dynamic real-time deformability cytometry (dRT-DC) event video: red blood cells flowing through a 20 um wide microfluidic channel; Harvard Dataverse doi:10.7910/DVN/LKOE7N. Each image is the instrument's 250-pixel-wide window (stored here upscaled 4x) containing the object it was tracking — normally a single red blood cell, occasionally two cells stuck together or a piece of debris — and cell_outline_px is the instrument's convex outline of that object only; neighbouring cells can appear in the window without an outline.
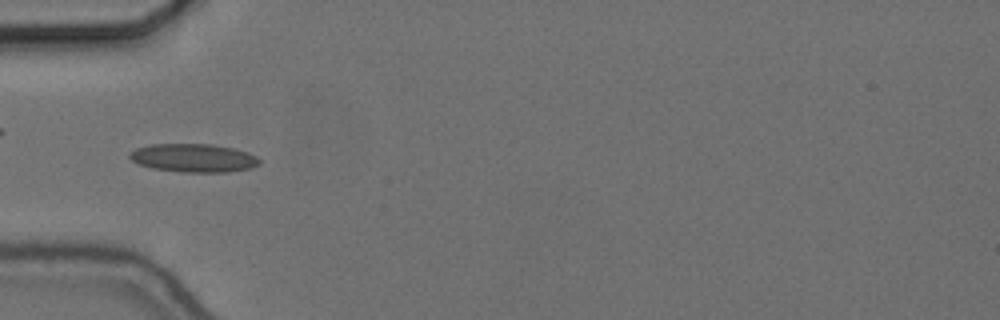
{"species": "common noctule bat (a hibernating species)", "species_latin": "Nyctalus noctula", "temperature_condition": "cold", "stored_images_in_passage": 38, "camera_frame_rate_fps": 3000, "um_per_image_px": 0.085, "animal": {"sex": "female", "body_mass_g": 24.6, "forearm_length_mm": 56.2}, "frame": {"image": 1, "passage_image": 1, "time_ms": 0.0, "image_size_px": [1000, 320], "cell_outline_px": [[260, 164], [252, 168], [228, 172], [180, 172], [152, 168], [140, 164], [132, 160], [128, 156], [136, 148], [152, 144], [212, 144], [232, 148], [248, 152], [256, 156], [260, 160]], "centroid_in_image_um": [16.49, 13.43], "position_along_channel_um": 68.5, "area_um2": 21.44}}
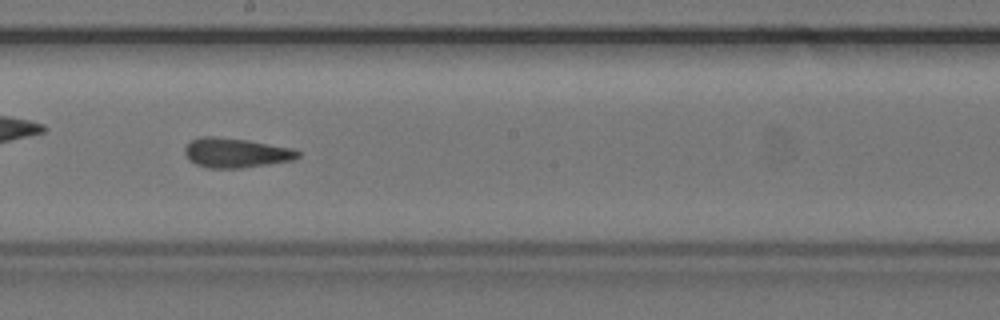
{"frame": {"image": 2, "passage_image": 14, "time_ms": 4.333, "image_size_px": [1000, 320], "cell_outline_px": [[300, 156], [292, 160], [268, 164], [240, 168], [208, 168], [196, 164], [188, 160], [184, 152], [184, 148], [192, 140], [200, 136], [216, 136], [248, 140], [292, 148], [300, 152]], "centroid_in_image_um": [20.02, 12.98], "position_along_channel_um": 228.2, "area_um2": 19.54}}
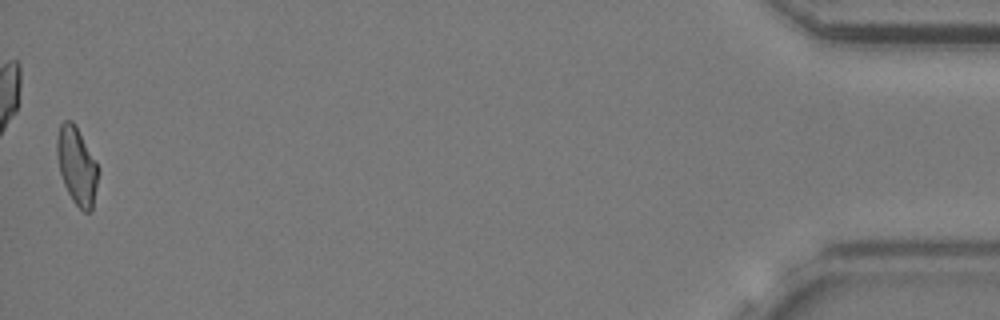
{"frame": {"image": 3, "passage_image": 38, "time_ms": 12.333, "image_size_px": [1000, 320], "cell_outline_px": [[100, 172], [92, 212], [84, 212], [72, 200], [64, 184], [60, 172], [56, 156], [56, 140], [60, 124], [64, 120], [72, 120], [76, 124], [96, 160], [100, 168]], "centroid_in_image_um": [6.56, 14.08], "position_along_channel_um": 428.6, "area_um2": 19.13}, "authors_computed_cell_mechanics": {"area_um2": 19.4208, "velocity_mm_per_s": 3.678, "shape_relaxation_time_tau1_ms": null, "shape_relaxation_time_tau2_ms": 1.9871, "deformation_change_tau1": null, "deformation_change_tau2": 0.0741}}